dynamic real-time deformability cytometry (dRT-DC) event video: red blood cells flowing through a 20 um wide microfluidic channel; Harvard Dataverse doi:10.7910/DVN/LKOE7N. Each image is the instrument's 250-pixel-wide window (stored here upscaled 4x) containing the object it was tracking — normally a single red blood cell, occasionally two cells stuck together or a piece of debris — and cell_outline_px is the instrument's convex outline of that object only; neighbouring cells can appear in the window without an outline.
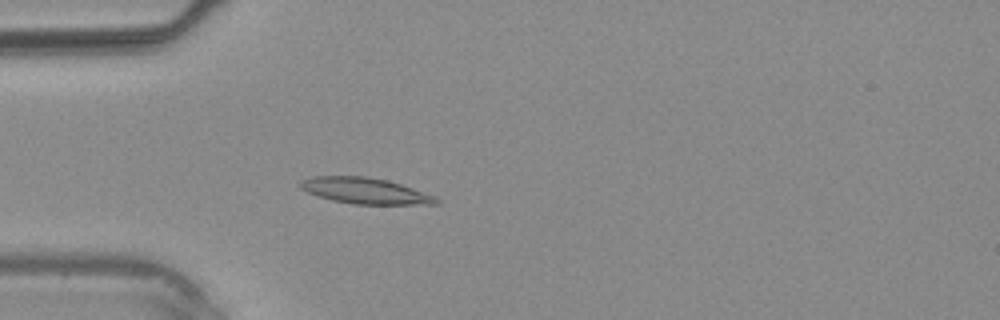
{"species": "common noctule bat (a hibernating species)", "species_latin": "Nyctalus noctula", "temperature_condition": "warm", "stored_images_in_passage": 39, "camera_frame_rate_fps": 3000, "um_per_image_px": 0.085, "animal": {"sex": "male", "body_mass_g": 20.4}, "frame": {"image": 1, "passage_image": 12, "time_ms": 3.667, "image_size_px": [1000, 320], "cell_outline_px": [[440, 204], [352, 204], [332, 200], [308, 192], [300, 188], [300, 180], [312, 176], [364, 176], [388, 180], [436, 196], [440, 200]], "centroid_in_image_um": [31.05, 16.21], "position_along_channel_um": 54.0, "area_um2": 20.52}}
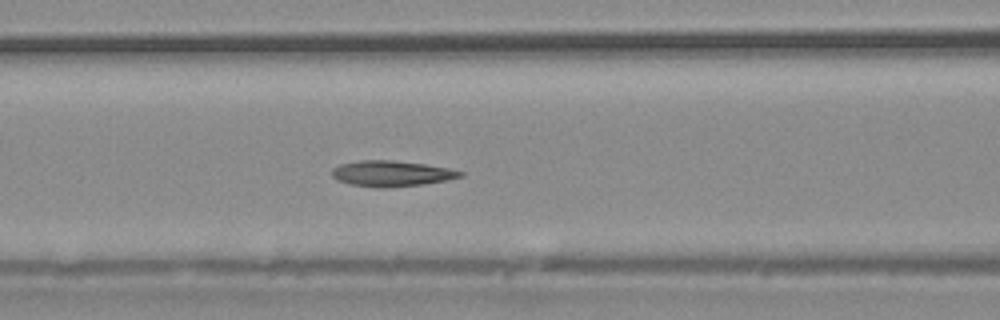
{"frame": {"image": 2, "passage_image": 17, "time_ms": 5.333, "image_size_px": [1000, 320], "cell_outline_px": [[464, 176], [448, 180], [424, 184], [384, 188], [376, 188], [352, 184], [336, 180], [332, 176], [332, 168], [340, 164], [360, 160], [392, 160], [424, 164], [448, 168], [464, 172]], "centroid_in_image_um": [33.28, 14.75], "position_along_channel_um": 133.3, "area_um2": 19.31}}